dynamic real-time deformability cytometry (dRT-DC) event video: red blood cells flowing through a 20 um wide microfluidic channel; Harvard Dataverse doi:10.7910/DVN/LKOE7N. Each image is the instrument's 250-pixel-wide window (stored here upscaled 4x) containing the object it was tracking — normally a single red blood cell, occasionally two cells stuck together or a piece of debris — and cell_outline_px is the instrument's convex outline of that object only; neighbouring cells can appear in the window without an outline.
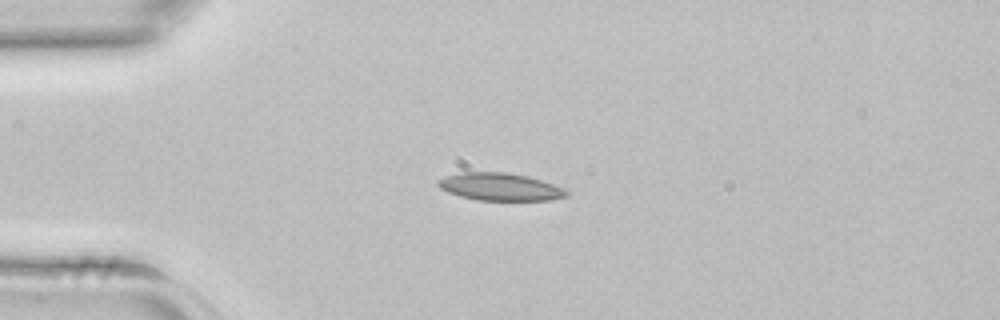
{"species": "common noctule bat (a hibernating species)", "species_latin": "Nyctalus noctula", "temperature_condition": "room temperature", "stored_images_in_passage": 1, "camera_frame_rate_fps": 3000, "um_per_image_px": 0.085, "animal": {"sex": "female", "body_mass_g": 22.7, "forearm_length_mm": 54.2}, "frame": {"image": 1, "passage_image": 1, "time_ms": 0.0, "image_size_px": [1000, 320], "cell_outline_px": [[568, 196], [548, 200], [476, 200], [460, 196], [448, 192], [440, 188], [436, 184], [436, 180], [460, 172], [508, 172], [528, 176], [552, 184], [568, 192]], "centroid_in_image_um": [42.45, 15.87], "position_along_channel_um": 42.6, "area_um2": 20.46}}